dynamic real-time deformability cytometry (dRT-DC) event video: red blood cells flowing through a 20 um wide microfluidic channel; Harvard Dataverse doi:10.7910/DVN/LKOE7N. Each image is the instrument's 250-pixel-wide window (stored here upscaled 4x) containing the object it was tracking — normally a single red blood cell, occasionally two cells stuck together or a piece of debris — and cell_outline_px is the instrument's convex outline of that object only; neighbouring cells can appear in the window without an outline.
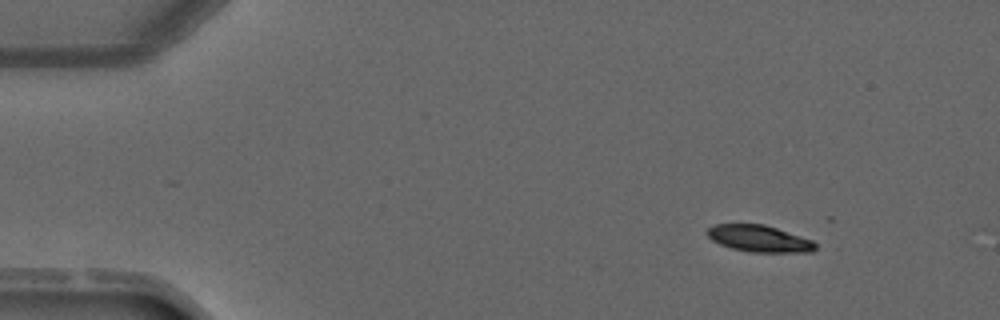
{"species": "common noctule bat (a hibernating species)", "species_latin": "Nyctalus noctula", "temperature_condition": "warm", "stored_images_in_passage": 3, "segment_of_instrument_passage": [2, 2], "camera_frame_rate_fps": 3000, "um_per_image_px": 0.085, "animal": {"sex": "male", "forearm_length_mm": 52.5}, "frame": {"image": 1, "passage_image": 3, "time_ms": 3.0, "image_size_px": [1000, 320], "cell_outline_px": [[820, 248], [812, 252], [752, 252], [732, 248], [720, 244], [712, 240], [704, 232], [708, 228], [716, 224], [764, 224], [812, 240]], "centroid_in_image_um": [64.54, 20.28], "position_along_channel_um": 20.5, "area_um2": 16.82}}